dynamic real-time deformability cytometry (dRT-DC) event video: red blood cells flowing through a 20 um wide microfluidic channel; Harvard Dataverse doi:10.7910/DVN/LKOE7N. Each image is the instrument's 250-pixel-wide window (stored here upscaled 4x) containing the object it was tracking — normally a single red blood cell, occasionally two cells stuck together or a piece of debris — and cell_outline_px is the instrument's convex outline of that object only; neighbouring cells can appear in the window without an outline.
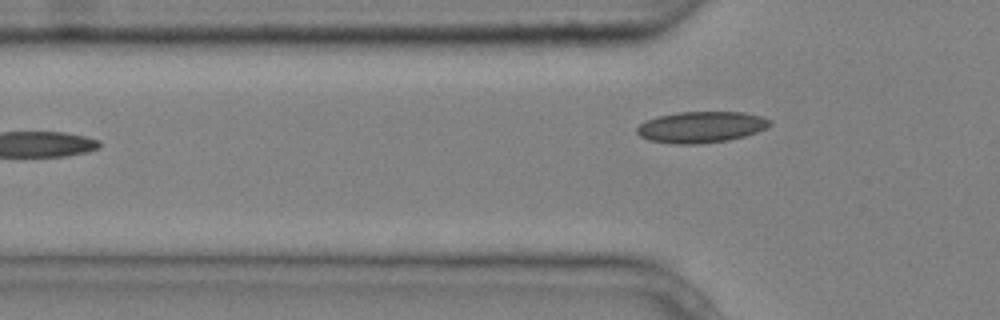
{"species": "common noctule bat (a hibernating species)", "species_latin": "Nyctalus noctula", "temperature_condition": "cold", "stored_images_in_passage": 2, "camera_frame_rate_fps": 3000, "um_per_image_px": 0.085, "animal": {"sex": "male", "body_mass_g": 20.4}, "frame": {"image": 1, "passage_image": 2, "time_ms": 0.333, "image_size_px": [1000, 320], "cell_outline_px": [[772, 124], [756, 132], [744, 136], [728, 140], [700, 144], [672, 144], [648, 140], [640, 136], [636, 132], [636, 128], [644, 120], [656, 116], [676, 112], [744, 112], [764, 116], [772, 120]], "centroid_in_image_um": [59.57, 10.79], "position_along_channel_um": 66.2, "area_um2": 24.51}}